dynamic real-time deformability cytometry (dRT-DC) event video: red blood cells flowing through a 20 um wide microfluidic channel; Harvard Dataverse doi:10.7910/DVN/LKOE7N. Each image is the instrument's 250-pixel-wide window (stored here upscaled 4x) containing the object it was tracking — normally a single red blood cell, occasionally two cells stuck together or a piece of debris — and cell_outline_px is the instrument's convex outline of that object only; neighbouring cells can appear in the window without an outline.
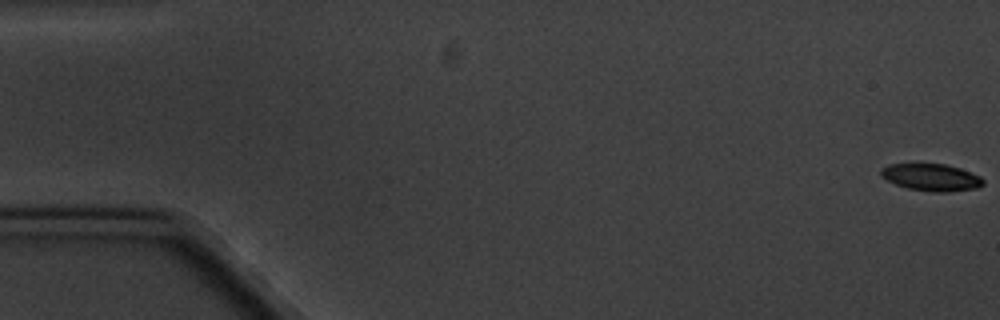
{"species": "common noctule bat (a hibernating species)", "species_latin": "Nyctalus noctula", "temperature_condition": "cold", "stored_images_in_passage": 6, "camera_frame_rate_fps": 3000, "um_per_image_px": 0.085, "animal": {"sex": "male", "body_mass_g": 20.1, "forearm_length_mm": 53.5}, "frame": {"image": 1, "passage_image": 1, "time_ms": 0.0, "image_size_px": [1000, 320], "cell_outline_px": [[984, 184], [980, 188], [948, 192], [932, 192], [908, 188], [896, 184], [880, 176], [880, 168], [888, 164], [944, 164], [960, 168], [980, 176], [984, 180]], "centroid_in_image_um": [79.18, 15.08], "position_along_channel_um": 5.8, "area_um2": 16.24}}